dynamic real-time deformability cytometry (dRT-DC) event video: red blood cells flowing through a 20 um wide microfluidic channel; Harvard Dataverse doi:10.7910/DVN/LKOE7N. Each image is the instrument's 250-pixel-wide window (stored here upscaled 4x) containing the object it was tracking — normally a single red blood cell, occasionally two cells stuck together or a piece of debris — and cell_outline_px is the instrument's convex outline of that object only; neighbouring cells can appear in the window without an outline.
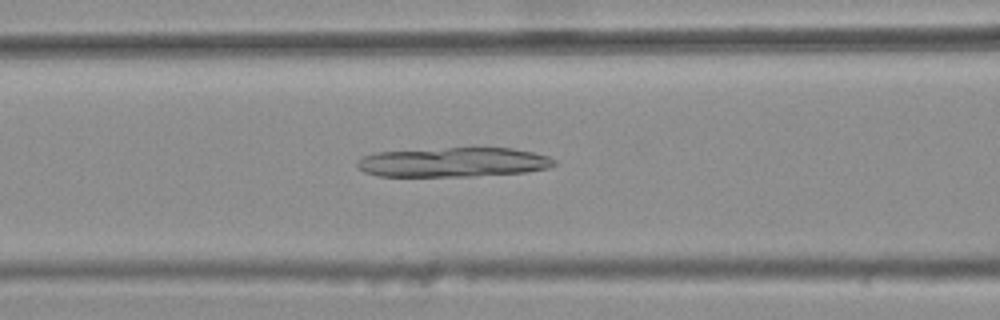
{"species": "common noctule bat (a hibernating species)", "species_latin": "Nyctalus noctula", "temperature_condition": "warm", "stored_images_in_passage": 37, "camera_frame_rate_fps": 3000, "um_per_image_px": 0.085, "animal": {"sex": "female", "body_mass_g": 25.1}, "frame": {"image": 1, "passage_image": 15, "time_ms": 4.667, "image_size_px": [1000, 320], "cell_outline_px": [[556, 164], [548, 168], [524, 172], [472, 176], [376, 176], [364, 172], [356, 164], [356, 160], [364, 156], [376, 152], [448, 148], [512, 148], [532, 152], [548, 156], [556, 160]], "centroid_in_image_um": [38.52, 13.79], "position_along_channel_um": 128.1, "area_um2": 33.76}}
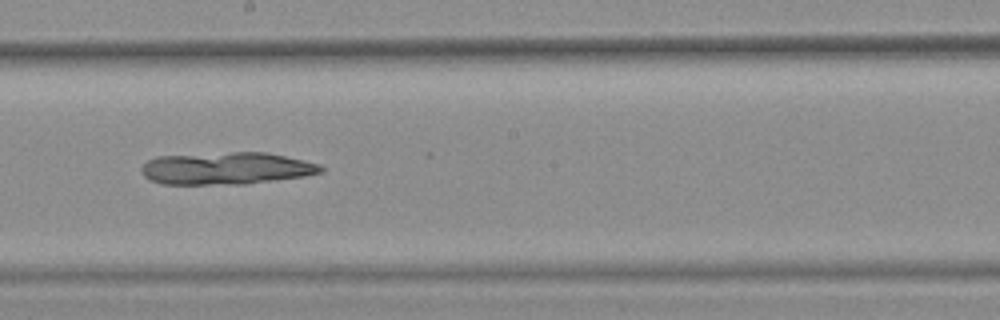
{"frame": {"image": 2, "passage_image": 23, "time_ms": 7.333, "image_size_px": [1000, 320], "cell_outline_px": [[324, 172], [304, 176], [244, 184], [160, 184], [148, 180], [140, 172], [140, 168], [148, 160], [156, 156], [232, 152], [268, 152], [304, 160], [320, 164], [324, 168]], "centroid_in_image_um": [19.22, 14.31], "position_along_channel_um": 229.0, "area_um2": 33.99}}
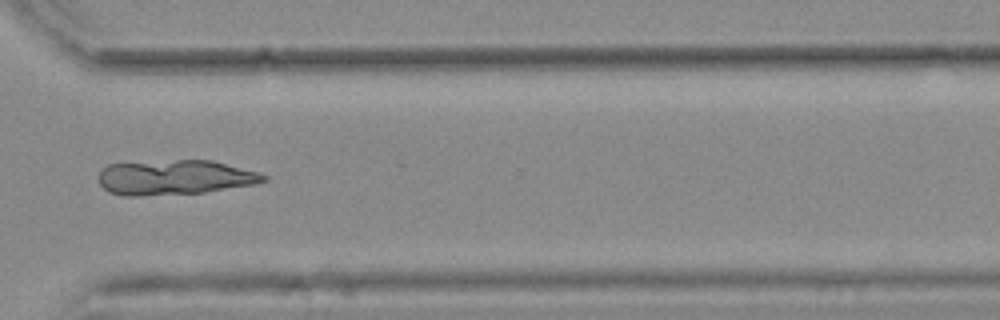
{"frame": {"image": 3, "passage_image": 33, "time_ms": 10.667, "image_size_px": [1000, 320], "cell_outline_px": [[268, 180], [252, 184], [204, 192], [140, 196], [124, 196], [108, 192], [100, 184], [100, 172], [108, 164], [176, 160], [212, 160], [260, 172], [268, 176]], "centroid_in_image_um": [14.87, 15.08], "position_along_channel_um": 355.7, "area_um2": 33.35}}